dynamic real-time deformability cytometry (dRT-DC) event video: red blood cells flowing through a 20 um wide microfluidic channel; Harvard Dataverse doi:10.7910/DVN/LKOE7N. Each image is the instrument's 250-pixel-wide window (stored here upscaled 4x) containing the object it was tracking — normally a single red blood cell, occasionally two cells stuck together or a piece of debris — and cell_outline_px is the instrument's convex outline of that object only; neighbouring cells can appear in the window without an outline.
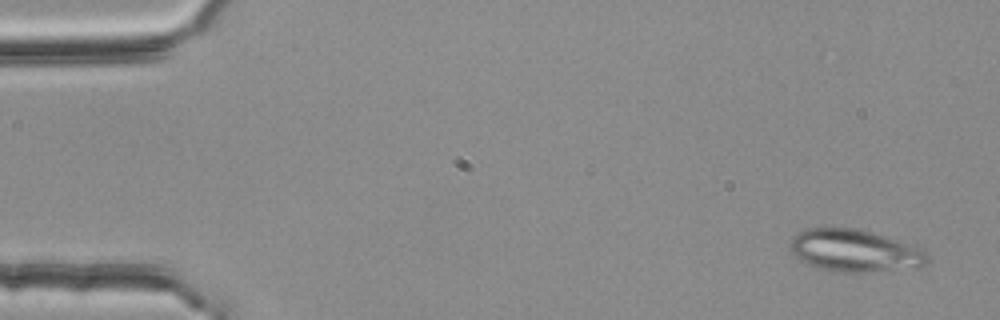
{"species": "common noctule bat (a hibernating species)", "species_latin": "Nyctalus noctula", "temperature_condition": "room temperature", "stored_images_in_passage": 51, "camera_frame_rate_fps": 3000, "um_per_image_px": 0.085, "animal": {"sex": "female", "body_mass_g": 25.1}, "frame": {"image": 1, "passage_image": 1, "time_ms": 0.0, "image_size_px": [1000, 320], "cell_outline_px": [[928, 260], [924, 264], [864, 272], [840, 272], [820, 268], [808, 264], [800, 260], [792, 252], [792, 236], [808, 228], [852, 228], [872, 232], [896, 240], [916, 248], [924, 252], [928, 256]], "centroid_in_image_um": [72.54, 21.29], "position_along_channel_um": 12.5, "area_um2": 32.43}}
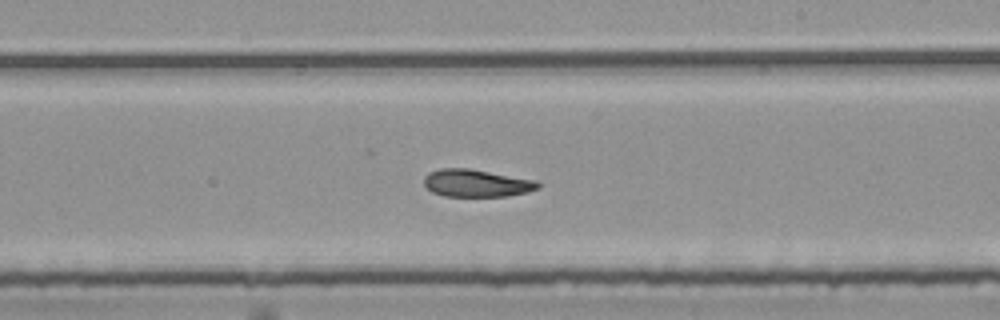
{"frame": {"image": 2, "passage_image": 30, "time_ms": 9.667, "image_size_px": [1000, 320], "cell_outline_px": [[540, 188], [528, 192], [508, 196], [444, 196], [432, 192], [424, 184], [424, 176], [428, 172], [440, 168], [468, 168], [536, 180], [540, 184]], "centroid_in_image_um": [40.5, 15.56], "position_along_channel_um": 248.5, "area_um2": 18.32}}
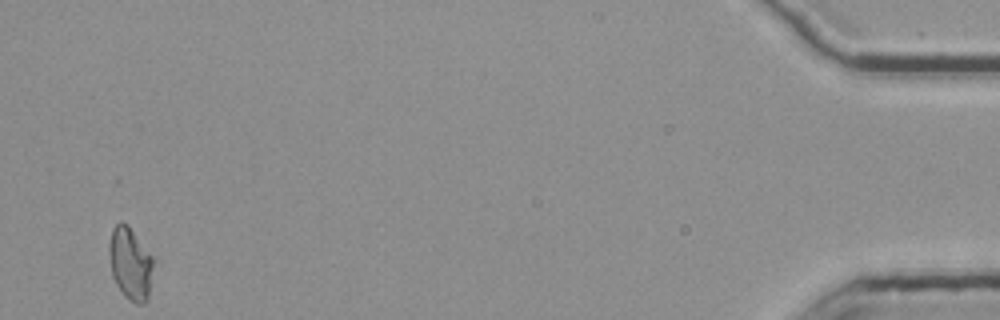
{"frame": {"image": 3, "passage_image": 51, "time_ms": 16.667, "image_size_px": [1000, 320], "cell_outline_px": [[152, 264], [148, 300], [144, 304], [136, 304], [124, 296], [116, 284], [112, 276], [108, 252], [108, 244], [112, 228], [120, 220], [128, 224], [152, 256]], "centroid_in_image_um": [11.04, 22.38], "position_along_channel_um": 424.2, "area_um2": 18.73}, "authors_computed_cell_mechanics": {"area_um2": 18.7272, "velocity_mm_per_s": 3.7747, "shape_relaxation_time_tau1_ms": null, "shape_relaxation_time_tau2_ms": 2.7363, "deformation_change_tau1": null, "deformation_change_tau2": 0.0797}}